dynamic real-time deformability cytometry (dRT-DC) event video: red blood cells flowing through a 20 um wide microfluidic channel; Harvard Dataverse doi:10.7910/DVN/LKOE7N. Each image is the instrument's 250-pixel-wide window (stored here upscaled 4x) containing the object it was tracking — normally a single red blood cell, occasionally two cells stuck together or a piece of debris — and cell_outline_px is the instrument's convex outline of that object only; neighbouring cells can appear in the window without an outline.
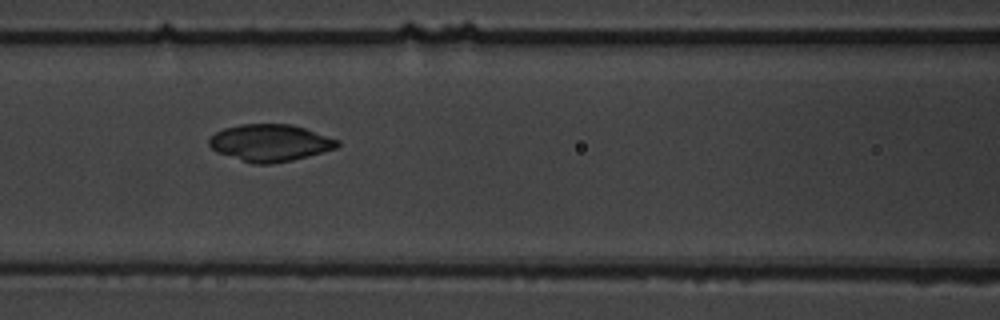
{"species": "common noctule bat (a hibernating species)", "species_latin": "Nyctalus noctula", "temperature_condition": "warm", "stored_images_in_passage": 11, "camera_frame_rate_fps": 3000, "um_per_image_px": 0.085, "animal": {"sex": "male", "body_mass_g": 19.5, "forearm_length_mm": 54.6}, "frame": {"image": 1, "passage_image": 7, "time_ms": 7.667, "image_size_px": [1000, 320], "cell_outline_px": [[340, 144], [336, 148], [308, 156], [292, 160], [268, 164], [252, 164], [216, 152], [208, 144], [208, 140], [216, 132], [224, 128], [240, 124], [292, 124], [340, 140]], "centroid_in_image_um": [22.94, 12.14], "position_along_channel_um": 143.7, "area_um2": 27.63}}
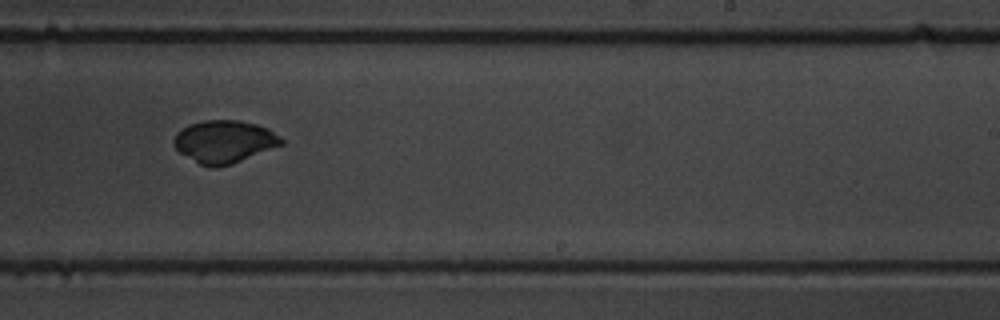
{"frame": {"image": 2, "passage_image": 10, "time_ms": 11.333, "image_size_px": [1000, 320], "cell_outline_px": [[284, 144], [232, 164], [216, 168], [212, 168], [200, 164], [180, 152], [172, 144], [172, 140], [176, 132], [188, 124], [204, 120], [240, 120], [256, 124], [268, 128], [280, 136], [284, 140]], "centroid_in_image_um": [19.06, 12.03], "position_along_channel_um": 269.9, "area_um2": 26.88}}
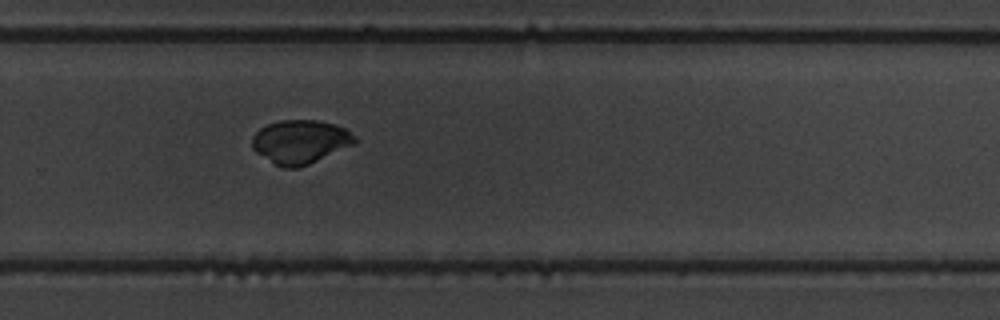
{"frame": {"image": 3, "passage_image": 11, "time_ms": 12.333, "image_size_px": [1000, 320], "cell_outline_px": [[360, 140], [356, 144], [308, 164], [296, 168], [284, 168], [276, 164], [256, 152], [252, 148], [252, 136], [260, 128], [268, 124], [280, 120], [316, 120], [332, 124], [344, 128], [356, 136]], "centroid_in_image_um": [25.55, 12.04], "position_along_channel_um": 304.3, "area_um2": 26.07}}